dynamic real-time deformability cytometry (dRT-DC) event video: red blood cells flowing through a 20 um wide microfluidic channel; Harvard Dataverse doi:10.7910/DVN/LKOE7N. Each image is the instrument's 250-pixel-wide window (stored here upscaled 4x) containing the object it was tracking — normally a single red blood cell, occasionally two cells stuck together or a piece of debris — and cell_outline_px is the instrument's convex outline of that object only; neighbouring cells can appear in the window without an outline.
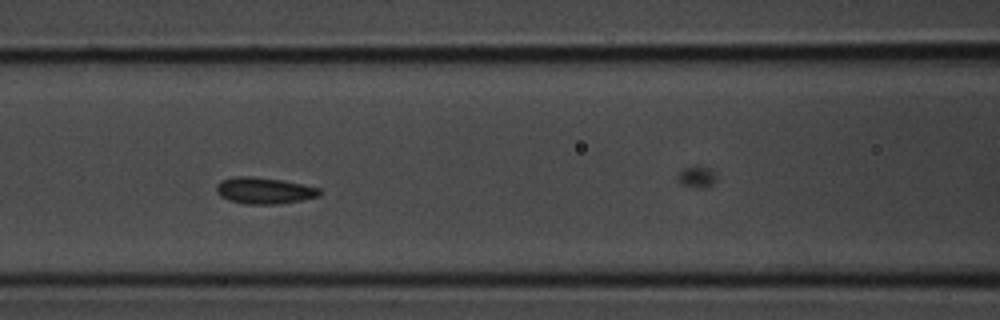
{"species": "common noctule bat (a hibernating species)", "species_latin": "Nyctalus noctula", "temperature_condition": "room temperature", "stored_images_in_passage": 39, "camera_frame_rate_fps": 3000, "um_per_image_px": 0.085, "animal": {"sex": "male", "body_mass_g": 20.1, "forearm_length_mm": 53.5}, "frame": {"image": 1, "passage_image": 14, "time_ms": 4.333, "image_size_px": [1000, 320], "cell_outline_px": [[320, 196], [280, 204], [244, 204], [228, 200], [220, 196], [216, 192], [216, 184], [220, 180], [236, 176], [252, 176], [280, 180], [320, 188]], "centroid_in_image_um": [22.4, 16.2], "position_along_channel_um": 144.2, "area_um2": 15.9}}
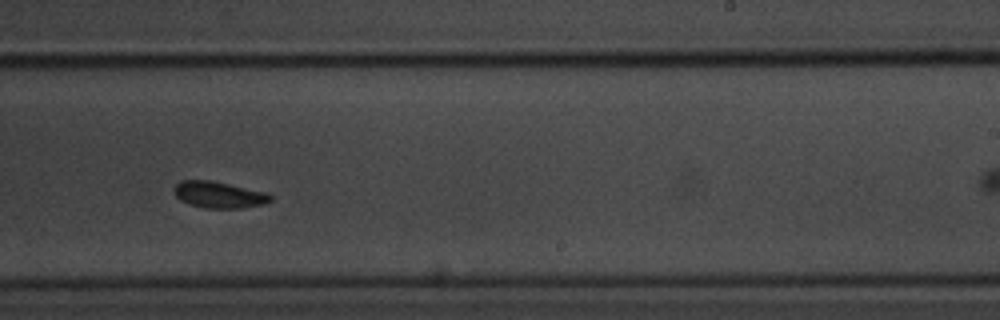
{"frame": {"image": 2, "passage_image": 22, "time_ms": 7.0, "image_size_px": [1000, 320], "cell_outline_px": [[272, 200], [264, 204], [240, 208], [204, 208], [188, 204], [180, 200], [172, 192], [172, 188], [180, 180], [208, 180], [268, 192], [272, 196]], "centroid_in_image_um": [18.58, 16.55], "position_along_channel_um": 270.4, "area_um2": 15.03}}
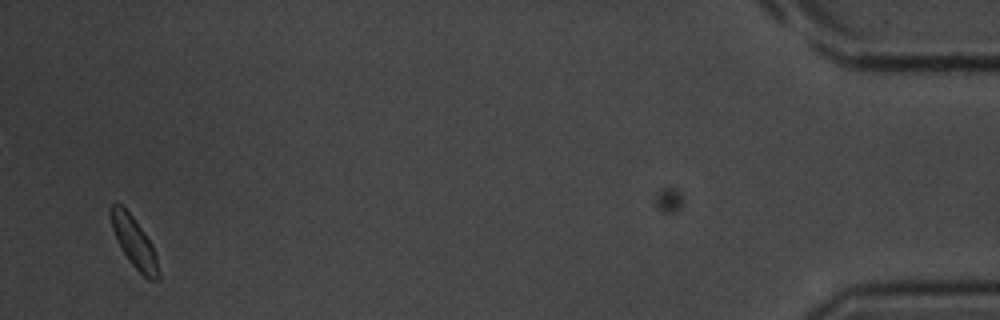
{"frame": {"image": 3, "passage_image": 37, "time_ms": 12.0, "image_size_px": [1000, 320], "cell_outline_px": [[160, 280], [148, 280], [128, 260], [112, 228], [112, 204], [120, 204], [132, 216], [144, 232], [152, 244], [156, 256], [160, 272]], "centroid_in_image_um": [11.47, 20.67], "position_along_channel_um": 423.7, "area_um2": 13.47}}